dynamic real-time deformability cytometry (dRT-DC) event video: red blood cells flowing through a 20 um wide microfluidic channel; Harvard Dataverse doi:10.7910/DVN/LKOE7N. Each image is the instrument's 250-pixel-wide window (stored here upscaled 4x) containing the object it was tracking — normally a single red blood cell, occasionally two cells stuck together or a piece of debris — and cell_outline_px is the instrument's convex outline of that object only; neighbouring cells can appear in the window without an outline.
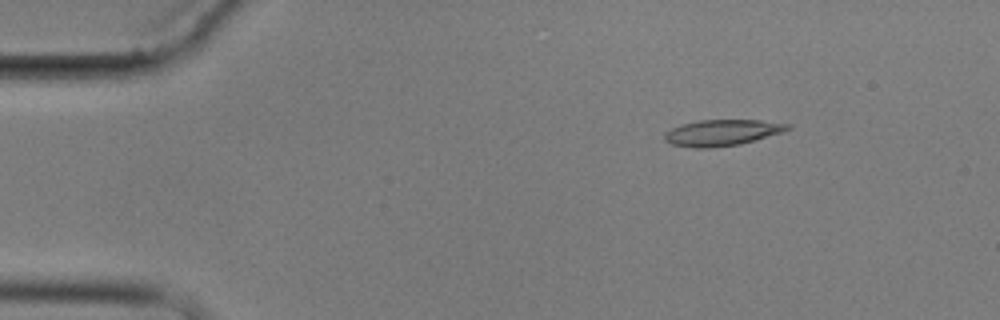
{"species": "common noctule bat (a hibernating species)", "species_latin": "Nyctalus noctula", "temperature_condition": "cold", "stored_images_in_passage": 10, "camera_frame_rate_fps": 3000, "um_per_image_px": 0.085, "animal": {"sex": "male", "body_mass_g": 17.9}, "frame": {"image": 1, "passage_image": 2, "time_ms": 1.333, "image_size_px": [1000, 320], "cell_outline_px": [[792, 128], [784, 132], [756, 140], [740, 144], [708, 148], [696, 148], [672, 144], [664, 140], [664, 132], [680, 124], [700, 120], [760, 120], [792, 124]], "centroid_in_image_um": [61.41, 11.27], "position_along_channel_um": 23.6, "area_um2": 18.9}}
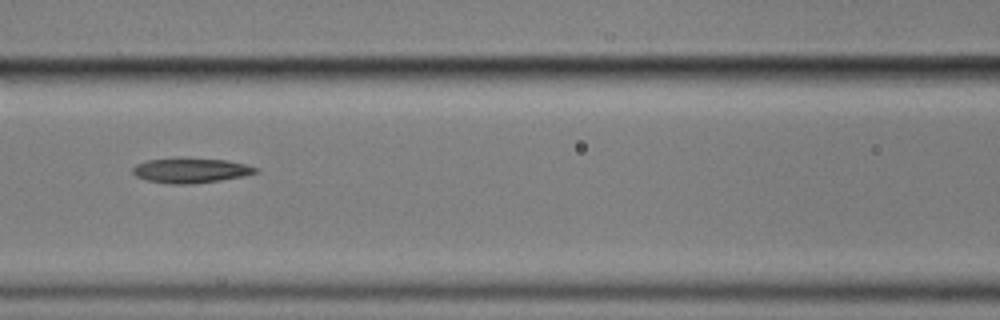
{"frame": {"image": 2, "passage_image": 7, "time_ms": 7.0, "image_size_px": [1000, 320], "cell_outline_px": [[260, 172], [244, 176], [220, 180], [192, 184], [168, 184], [148, 180], [136, 176], [132, 172], [132, 168], [136, 164], [148, 160], [228, 160], [260, 168]], "centroid_in_image_um": [16.26, 14.52], "position_along_channel_um": 150.3, "area_um2": 17.22}}
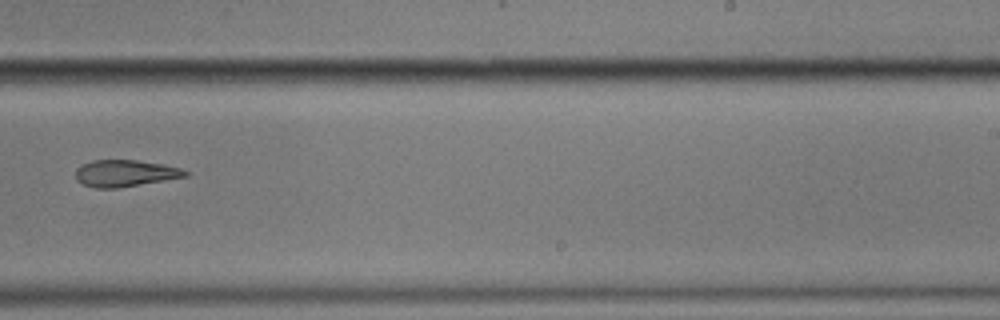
{"frame": {"image": 3, "passage_image": 10, "time_ms": 10.667, "image_size_px": [1000, 320], "cell_outline_px": [[188, 176], [116, 188], [96, 188], [84, 184], [76, 180], [76, 168], [92, 160], [136, 160], [160, 164], [180, 168], [188, 172]], "centroid_in_image_um": [10.6, 14.72], "position_along_channel_um": 278.4, "area_um2": 16.76}}